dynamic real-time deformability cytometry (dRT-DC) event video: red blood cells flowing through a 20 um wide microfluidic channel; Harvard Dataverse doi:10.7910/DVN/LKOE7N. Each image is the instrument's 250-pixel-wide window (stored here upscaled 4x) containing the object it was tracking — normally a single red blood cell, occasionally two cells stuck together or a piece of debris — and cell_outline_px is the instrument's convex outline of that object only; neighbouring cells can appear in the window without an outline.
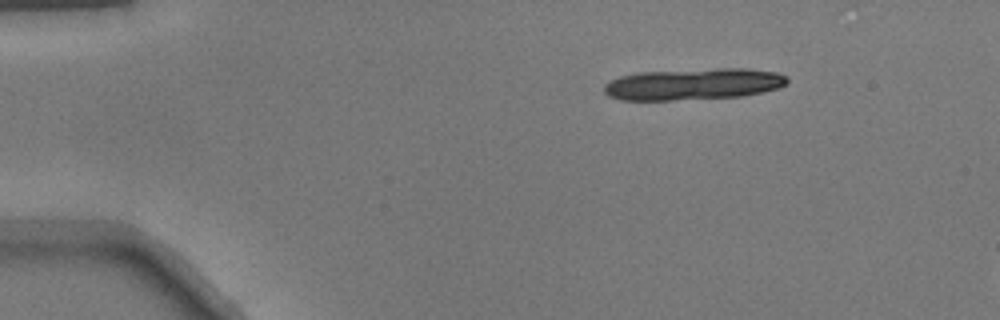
{"species": "common noctule bat (a hibernating species)", "species_latin": "Nyctalus noctula", "temperature_condition": "warm", "stored_images_in_passage": 7, "camera_frame_rate_fps": 3000, "um_per_image_px": 0.085, "animal": {"sex": "male", "body_mass_g": 17.9}, "frame": {"image": 1, "passage_image": 1, "time_ms": 0.0, "image_size_px": [1000, 320], "cell_outline_px": [[788, 80], [784, 84], [776, 88], [760, 92], [740, 96], [672, 100], [620, 100], [608, 96], [604, 92], [604, 84], [608, 80], [620, 76], [636, 72], [716, 68], [748, 68], [776, 72], [788, 76]], "centroid_in_image_um": [58.87, 7.13], "position_along_channel_um": 26.1, "area_um2": 33.81}}